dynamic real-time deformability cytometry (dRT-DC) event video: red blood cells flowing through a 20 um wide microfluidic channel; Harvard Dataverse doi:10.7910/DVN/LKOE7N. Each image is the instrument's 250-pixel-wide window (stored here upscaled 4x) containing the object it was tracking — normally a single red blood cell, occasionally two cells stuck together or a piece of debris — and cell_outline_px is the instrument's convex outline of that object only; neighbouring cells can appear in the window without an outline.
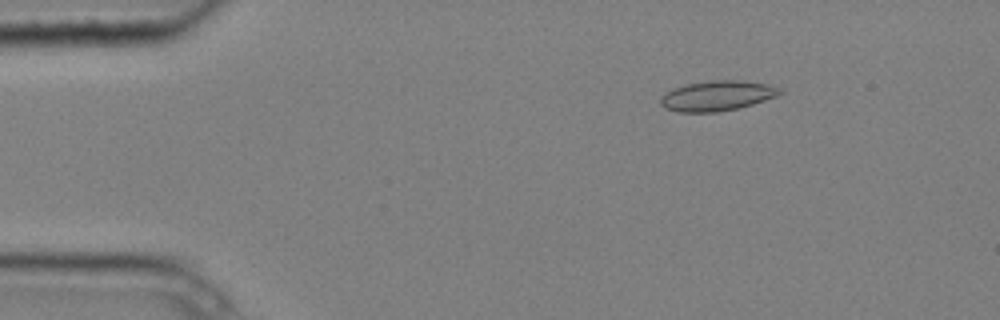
{"species": "common noctule bat (a hibernating species)", "species_latin": "Nyctalus noctula", "temperature_condition": "cold", "stored_images_in_passage": 5, "camera_frame_rate_fps": 3000, "um_per_image_px": 0.085, "animal": {"sex": "male", "body_mass_g": 20.4}, "frame": {"image": 1, "passage_image": 3, "time_ms": 0.667, "image_size_px": [1000, 320], "cell_outline_px": [[784, 92], [776, 96], [752, 104], [736, 108], [716, 112], [680, 112], [664, 108], [660, 104], [660, 96], [676, 88], [688, 84], [712, 80], [740, 80], [768, 84], [780, 88]], "centroid_in_image_um": [60.96, 8.14], "position_along_channel_um": 24.0, "area_um2": 20.69}}